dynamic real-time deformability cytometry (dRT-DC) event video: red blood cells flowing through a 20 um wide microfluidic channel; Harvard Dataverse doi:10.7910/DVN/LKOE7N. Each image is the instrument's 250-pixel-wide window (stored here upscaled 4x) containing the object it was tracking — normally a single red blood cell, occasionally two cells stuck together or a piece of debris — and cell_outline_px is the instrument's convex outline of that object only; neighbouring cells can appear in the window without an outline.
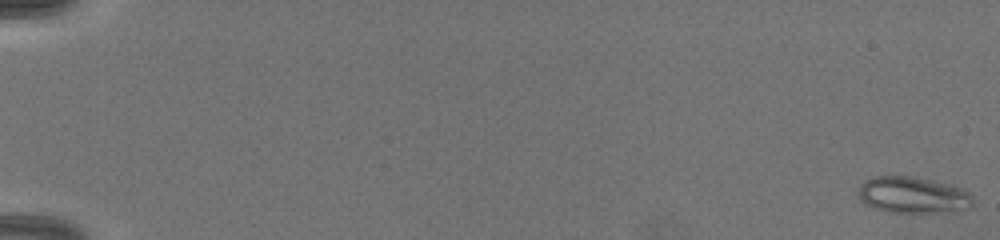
{"species": "common noctule bat (a hibernating species)", "species_latin": "Nyctalus noctula", "temperature_condition": "warm", "stored_images_in_passage": 10, "camera_frame_rate_fps": 3000, "um_per_image_px": 0.085, "animal": {"sex": "female", "body_mass_g": 19.5, "forearm_length_mm": 54.1}, "frame": {"image": 1, "passage_image": 1, "time_ms": 0.0, "image_size_px": [1000, 240], "cell_outline_px": [[972, 204], [948, 208], [916, 212], [888, 212], [864, 204], [860, 200], [860, 184], [864, 180], [872, 176], [908, 176], [956, 188], [968, 192], [972, 196]], "centroid_in_image_um": [77.37, 16.54], "position_along_channel_um": 7.6, "area_um2": 22.54}}